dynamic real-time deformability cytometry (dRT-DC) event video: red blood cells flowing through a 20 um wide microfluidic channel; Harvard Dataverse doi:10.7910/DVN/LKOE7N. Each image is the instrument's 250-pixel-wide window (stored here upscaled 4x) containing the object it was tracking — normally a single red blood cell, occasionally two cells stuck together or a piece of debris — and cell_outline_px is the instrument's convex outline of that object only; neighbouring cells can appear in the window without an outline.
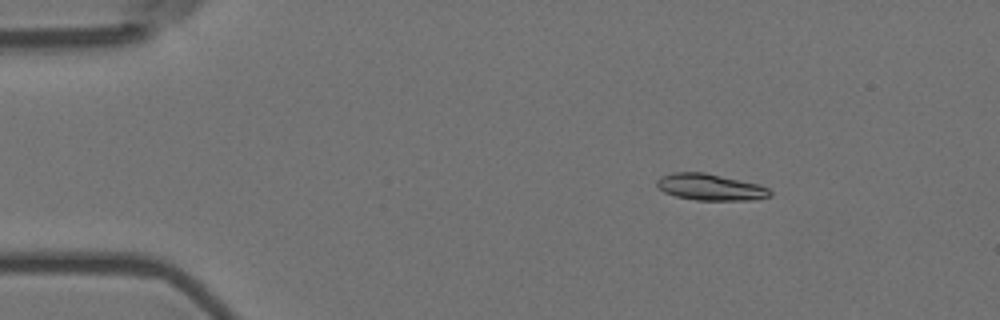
{"species": "Egyptian fruit bat (a non-hibernating species)", "species_latin": "Rousettus aegyptiacus", "temperature_condition": "room temperature", "stored_images_in_passage": 4, "camera_frame_rate_fps": 3000, "um_per_image_px": 0.085, "animal": {"sex": "female"}, "frame": {"image": 1, "passage_image": 2, "time_ms": 0.333, "image_size_px": [1000, 320], "cell_outline_px": [[772, 196], [752, 200], [696, 200], [676, 196], [664, 192], [656, 184], [656, 180], [660, 176], [672, 172], [704, 172], [760, 184], [768, 188], [772, 192]], "centroid_in_image_um": [60.39, 15.9], "position_along_channel_um": 24.6, "area_um2": 17.57}}